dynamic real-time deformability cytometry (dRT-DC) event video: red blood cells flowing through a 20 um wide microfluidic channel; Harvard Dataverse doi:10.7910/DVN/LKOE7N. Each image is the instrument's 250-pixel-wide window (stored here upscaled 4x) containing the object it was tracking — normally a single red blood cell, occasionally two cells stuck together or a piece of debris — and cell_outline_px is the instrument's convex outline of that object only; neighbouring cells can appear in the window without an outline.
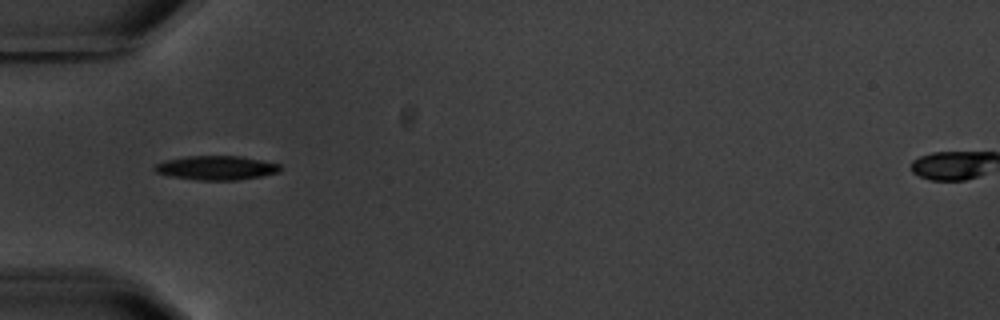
{"species": "common noctule bat (a hibernating species)", "species_latin": "Nyctalus noctula", "temperature_condition": "warm", "stored_images_in_passage": 7, "camera_frame_rate_fps": 3000, "um_per_image_px": 0.085, "animal": {"sex": "male", "body_mass_g": 20.1, "forearm_length_mm": 53.5}, "frame": {"image": 1, "passage_image": 6, "time_ms": 5.667, "image_size_px": [1000, 320], "cell_outline_px": [[284, 168], [280, 172], [260, 176], [236, 180], [196, 180], [172, 176], [156, 172], [152, 168], [156, 164], [164, 160], [184, 156], [240, 156], [280, 164]], "centroid_in_image_um": [18.39, 14.26], "position_along_channel_um": 66.6, "area_um2": 17.69}}
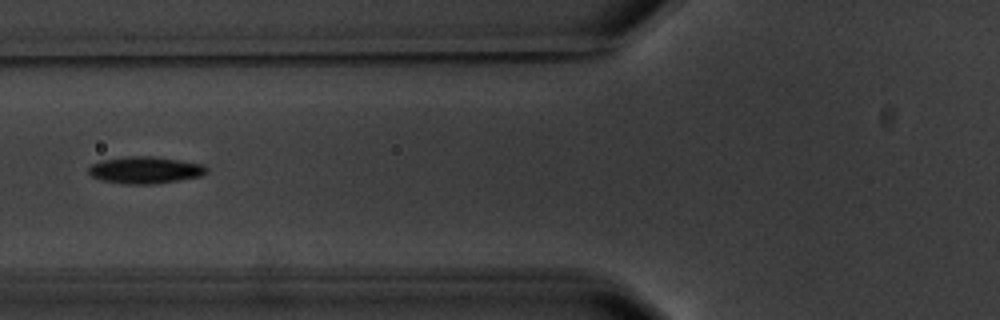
{"frame": {"image": 2, "passage_image": 7, "time_ms": 7.0, "image_size_px": [1000, 320], "cell_outline_px": [[208, 172], [200, 176], [176, 180], [148, 184], [124, 184], [100, 180], [92, 176], [88, 172], [88, 168], [92, 164], [100, 160], [124, 156], [152, 156], [180, 160], [204, 164], [208, 168]], "centroid_in_image_um": [12.31, 14.44], "position_along_channel_um": 113.5, "area_um2": 18.55}}